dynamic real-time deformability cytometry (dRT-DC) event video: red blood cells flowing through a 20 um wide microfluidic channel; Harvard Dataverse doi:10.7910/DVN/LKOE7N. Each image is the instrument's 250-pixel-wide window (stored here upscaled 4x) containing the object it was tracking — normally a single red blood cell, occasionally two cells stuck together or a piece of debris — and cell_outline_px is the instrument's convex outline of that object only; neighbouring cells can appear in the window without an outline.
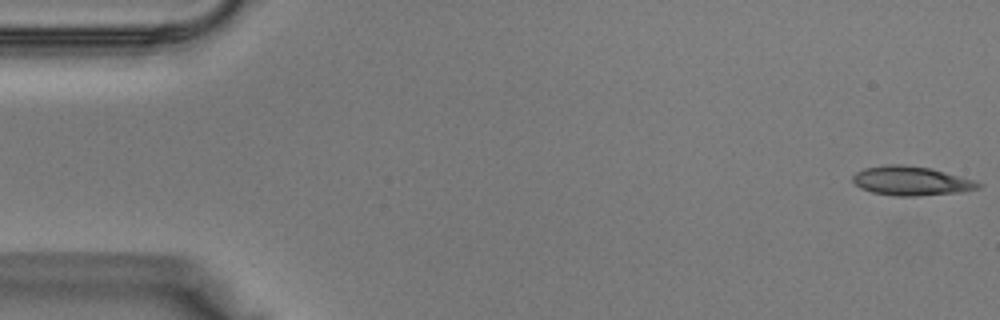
{"species": "Egyptian fruit bat (a non-hibernating species)", "species_latin": "Rousettus aegyptiacus", "temperature_condition": "warm", "stored_images_in_passage": 39, "camera_frame_rate_fps": 3000, "um_per_image_px": 0.085, "animal": {"sex": "male"}, "frame": {"image": 1, "passage_image": 1, "time_ms": 0.0, "image_size_px": [1000, 320], "cell_outline_px": [[980, 188], [964, 192], [916, 196], [896, 196], [872, 192], [860, 188], [852, 180], [852, 176], [856, 172], [864, 168], [888, 164], [900, 164], [932, 168], [972, 180], [980, 184]], "centroid_in_image_um": [77.43, 15.38], "position_along_channel_um": 7.6, "area_um2": 21.27}}
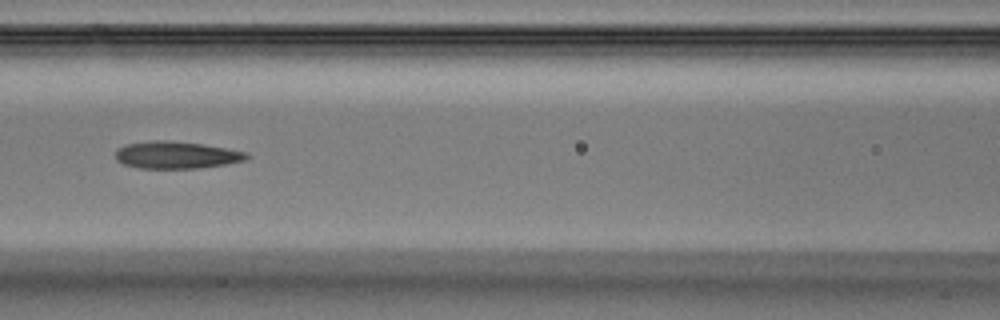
{"frame": {"image": 2, "passage_image": 17, "time_ms": 5.333, "image_size_px": [1000, 320], "cell_outline_px": [[252, 156], [244, 160], [224, 164], [200, 168], [140, 168], [124, 164], [116, 160], [116, 148], [128, 144], [152, 140], [160, 140], [200, 144], [248, 152]], "centroid_in_image_um": [14.98, 13.18], "position_along_channel_um": 151.6, "area_um2": 20.52}}
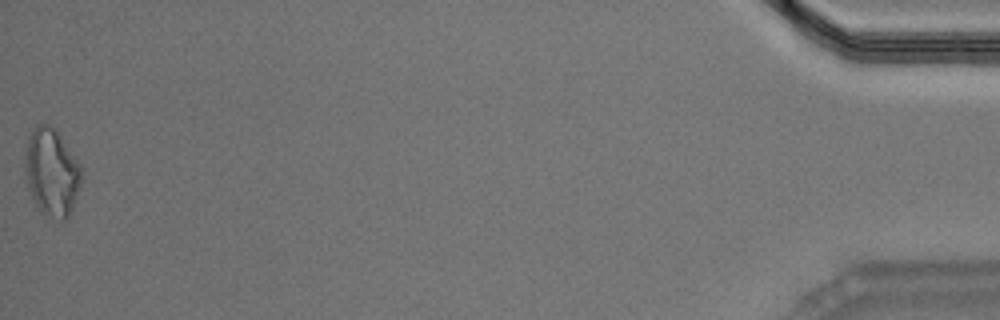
{"frame": {"image": 3, "passage_image": 39, "time_ms": 12.667, "image_size_px": [1000, 320], "cell_outline_px": [[80, 184], [72, 208], [68, 216], [64, 220], [60, 220], [40, 212], [28, 188], [24, 168], [28, 136], [36, 124], [48, 124], [56, 128], [80, 164]], "centroid_in_image_um": [4.37, 14.61], "position_along_channel_um": 430.8, "area_um2": 28.55}}